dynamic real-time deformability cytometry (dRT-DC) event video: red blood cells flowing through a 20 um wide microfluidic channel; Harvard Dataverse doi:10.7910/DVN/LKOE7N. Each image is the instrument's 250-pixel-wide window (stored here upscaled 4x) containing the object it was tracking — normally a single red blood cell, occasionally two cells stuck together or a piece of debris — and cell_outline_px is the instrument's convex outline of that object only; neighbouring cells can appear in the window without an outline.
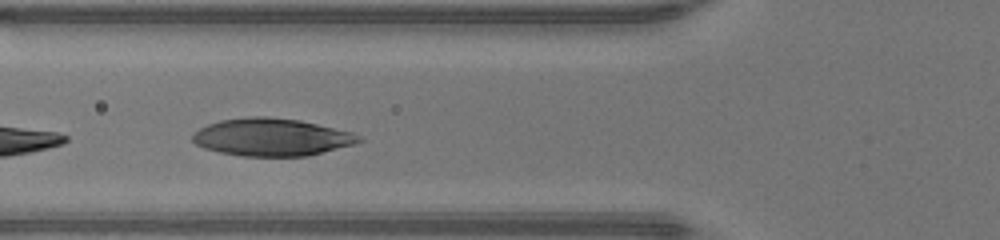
{"species": "human", "species_latin": "Homo sapiens", "temperature_condition": "warm", "stored_images_in_passage": 23, "camera_frame_rate_fps": 3000, "um_per_image_px": 0.085, "donor": {"sex": "male"}, "frame": {"image": 1, "passage_image": 4, "time_ms": 1.0, "image_size_px": [1000, 240], "cell_outline_px": [[364, 140], [356, 144], [308, 156], [240, 156], [220, 152], [204, 148], [196, 144], [192, 140], [192, 136], [200, 128], [208, 124], [220, 120], [252, 116], [264, 116], [300, 120], [352, 132], [360, 136]], "centroid_in_image_um": [23.12, 11.66], "position_along_channel_um": 102.7, "area_um2": 36.41}, "authors_computed_cell_mechanics": {"area_um2": 37.3388, "velocity_mm_per_s": 4.2643, "shape_relaxation_time_tau1_ms": null, "shape_relaxation_time_tau2_ms": 5.6786, "deformation_change_tau1": null, "deformation_change_tau2": 0.1828}}